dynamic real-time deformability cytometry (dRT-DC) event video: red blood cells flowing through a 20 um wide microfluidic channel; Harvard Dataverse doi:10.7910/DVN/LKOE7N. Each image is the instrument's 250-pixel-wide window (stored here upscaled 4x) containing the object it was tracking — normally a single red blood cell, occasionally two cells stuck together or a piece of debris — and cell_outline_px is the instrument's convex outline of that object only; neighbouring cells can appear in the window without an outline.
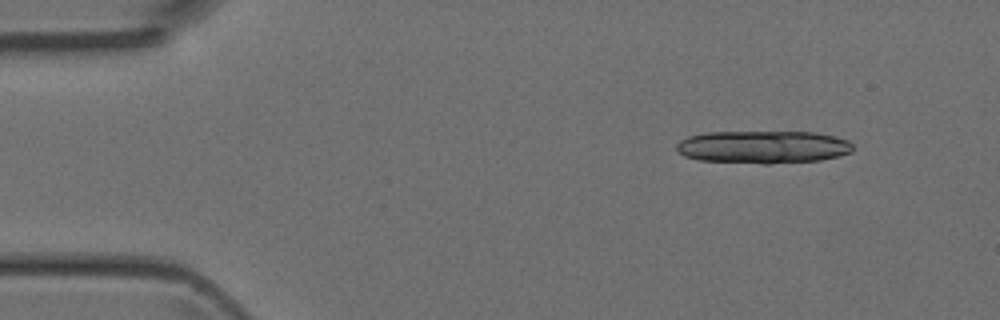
{"species": "Egyptian fruit bat (a non-hibernating species)", "species_latin": "Rousettus aegyptiacus", "temperature_condition": "room temperature", "stored_images_in_passage": 4, "camera_frame_rate_fps": 3000, "um_per_image_px": 0.085, "animal": {"sex": "female"}, "frame": {"image": 1, "passage_image": 4, "time_ms": 1.0, "image_size_px": [1000, 320], "cell_outline_px": [[852, 152], [840, 156], [820, 160], [768, 164], [764, 164], [700, 160], [684, 156], [676, 148], [676, 144], [680, 140], [688, 136], [704, 132], [816, 132], [836, 136], [848, 140], [852, 144]], "centroid_in_image_um": [64.88, 12.49], "position_along_channel_um": 20.1, "area_um2": 33.93}}